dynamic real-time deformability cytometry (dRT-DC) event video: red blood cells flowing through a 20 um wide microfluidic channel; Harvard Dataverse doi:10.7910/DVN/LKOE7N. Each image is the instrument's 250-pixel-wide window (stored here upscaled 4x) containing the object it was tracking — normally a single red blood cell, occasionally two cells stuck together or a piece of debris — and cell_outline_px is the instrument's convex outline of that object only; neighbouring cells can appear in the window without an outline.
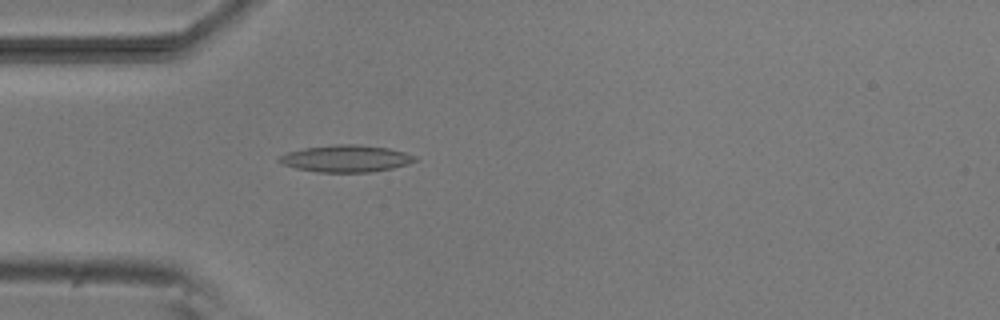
{"species": "common noctule bat (a hibernating species)", "species_latin": "Nyctalus noctula", "temperature_condition": "room temperature", "stored_images_in_passage": 53, "camera_frame_rate_fps": 3000, "um_per_image_px": 0.085, "animal": {"sex": "male", "body_mass_g": 20.5, "forearm_length_mm": 52.5}, "frame": {"image": 1, "passage_image": 15, "time_ms": 4.667, "image_size_px": [1000, 320], "cell_outline_px": [[416, 160], [408, 164], [392, 168], [372, 172], [316, 172], [296, 168], [284, 164], [276, 160], [280, 156], [288, 152], [304, 148], [332, 144], [356, 144], [388, 148], [404, 152], [416, 156]], "centroid_in_image_um": [29.41, 13.47], "position_along_channel_um": 55.6, "area_um2": 21.27}}
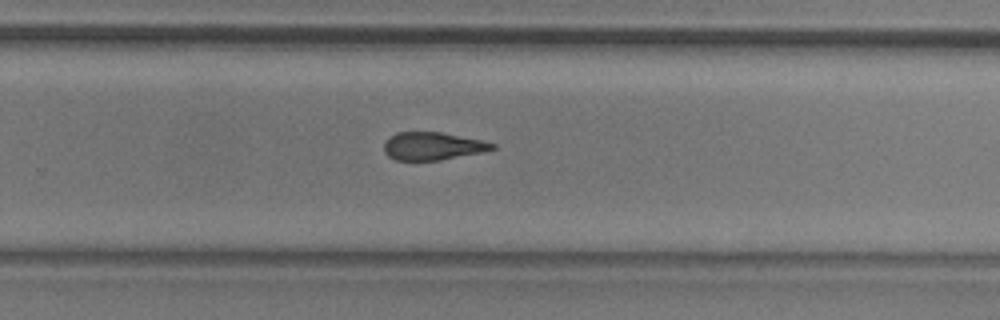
{"frame": {"image": 2, "passage_image": 34, "time_ms": 11.0, "image_size_px": [1000, 320], "cell_outline_px": [[496, 148], [480, 152], [440, 160], [396, 160], [388, 156], [384, 152], [384, 144], [388, 136], [396, 132], [440, 132], [484, 140], [496, 144]], "centroid_in_image_um": [36.75, 12.41], "position_along_channel_um": 293.1, "area_um2": 17.57}}
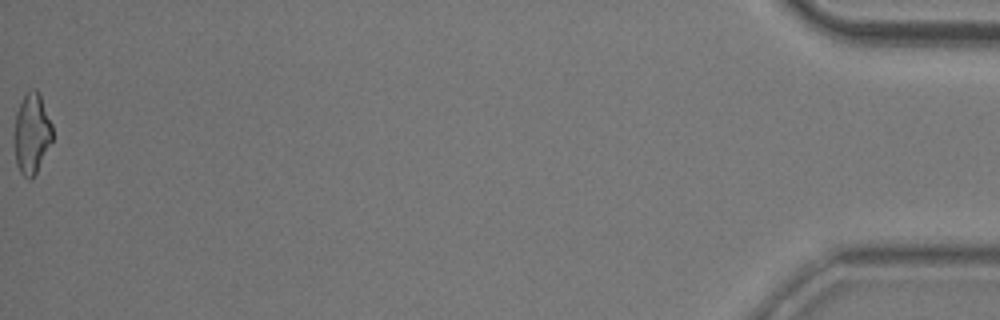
{"frame": {"image": 3, "passage_image": 53, "time_ms": 17.333, "image_size_px": [1000, 320], "cell_outline_px": [[52, 140], [36, 172], [28, 180], [20, 172], [16, 164], [12, 140], [16, 112], [24, 96], [32, 88], [36, 88], [40, 92], [52, 124]], "centroid_in_image_um": [2.67, 11.33], "position_along_channel_um": 432.5, "area_um2": 18.15}, "authors_computed_cell_mechanics": {"area_um2": 18.785, "velocity_mm_per_s": 3.806, "shape_relaxation_time_tau1_ms": null, "shape_relaxation_time_tau2_ms": 3.3589, "deformation_change_tau1": null, "deformation_change_tau2": 0.1371}}